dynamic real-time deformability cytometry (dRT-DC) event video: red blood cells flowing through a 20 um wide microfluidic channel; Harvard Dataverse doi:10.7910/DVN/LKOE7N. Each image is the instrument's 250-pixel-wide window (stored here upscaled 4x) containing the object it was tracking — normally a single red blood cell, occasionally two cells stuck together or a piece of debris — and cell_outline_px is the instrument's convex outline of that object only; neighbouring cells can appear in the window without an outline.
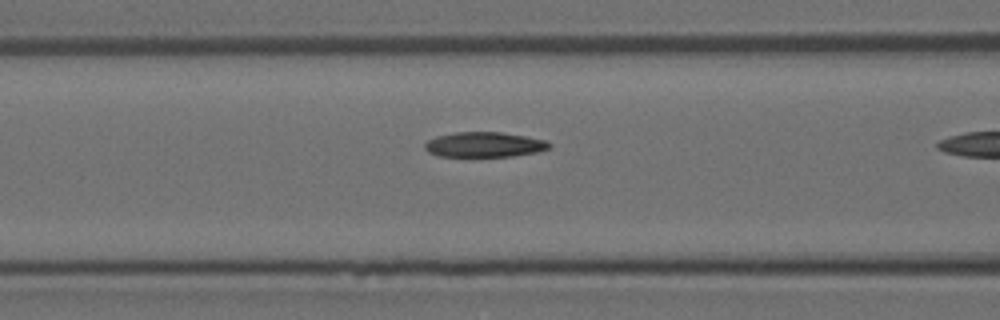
{"species": "Egyptian fruit bat (a non-hibernating species)", "species_latin": "Rousettus aegyptiacus", "temperature_condition": "room temperature", "stored_images_in_passage": 6, "camera_frame_rate_fps": 3000, "um_per_image_px": 0.085, "animal": {"sex": "female"}, "frame": {"image": 1, "passage_image": 5, "time_ms": 1.333, "image_size_px": [1000, 320], "cell_outline_px": [[552, 148], [536, 152], [512, 156], [436, 156], [428, 152], [424, 148], [424, 144], [428, 140], [436, 136], [456, 132], [500, 132], [548, 140], [552, 144]], "centroid_in_image_um": [41.18, 12.29], "position_along_channel_um": 125.4, "area_um2": 18.26}}